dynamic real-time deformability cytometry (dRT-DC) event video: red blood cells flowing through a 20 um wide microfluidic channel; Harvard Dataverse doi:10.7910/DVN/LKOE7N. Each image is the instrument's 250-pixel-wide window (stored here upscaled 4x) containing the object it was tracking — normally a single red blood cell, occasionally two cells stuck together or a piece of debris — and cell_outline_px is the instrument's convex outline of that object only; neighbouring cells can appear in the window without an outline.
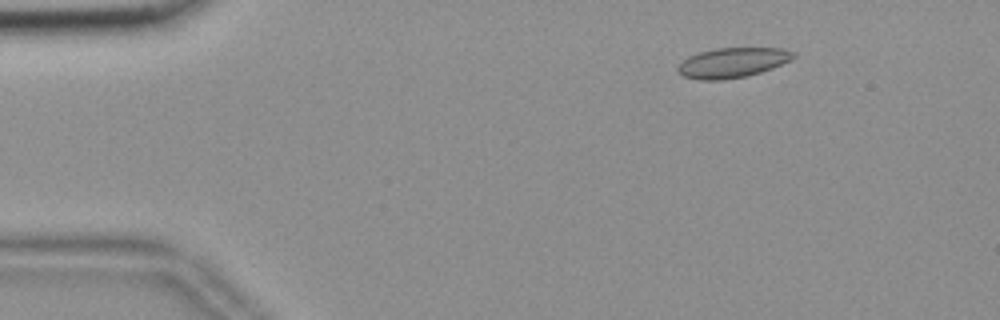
{"species": "common noctule bat (a hibernating species)", "species_latin": "Nyctalus noctula", "temperature_condition": "room temperature", "stored_images_in_passage": 56, "camera_frame_rate_fps": 3000, "um_per_image_px": 0.085, "animal": {"sex": "female", "body_mass_g": 18.4}, "frame": {"image": 1, "passage_image": 8, "time_ms": 2.333, "image_size_px": [1000, 320], "cell_outline_px": [[796, 56], [792, 60], [772, 68], [748, 76], [724, 80], [700, 80], [684, 76], [676, 72], [676, 68], [688, 56], [700, 52], [716, 48], [784, 48], [796, 52]], "centroid_in_image_um": [62.28, 5.33], "position_along_channel_um": 22.7, "area_um2": 20.35}}
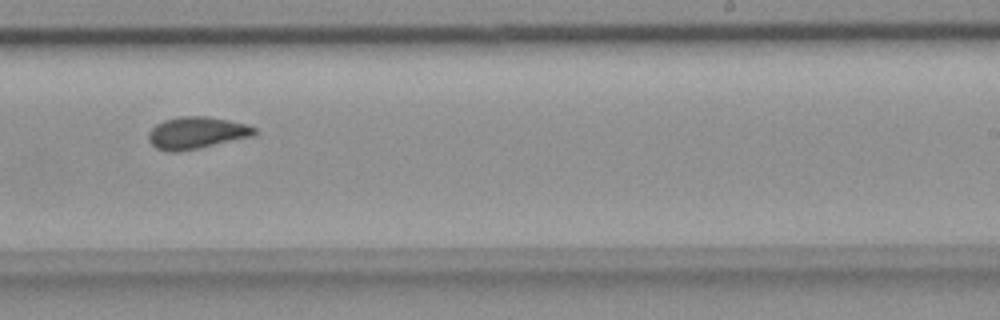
{"frame": {"image": 2, "passage_image": 35, "time_ms": 11.333, "image_size_px": [1000, 320], "cell_outline_px": [[256, 136], [200, 148], [176, 152], [168, 152], [156, 148], [148, 140], [148, 132], [156, 124], [164, 120], [180, 116], [208, 116], [248, 124], [256, 128]], "centroid_in_image_um": [16.73, 11.29], "position_along_channel_um": 272.3, "area_um2": 20.06}}
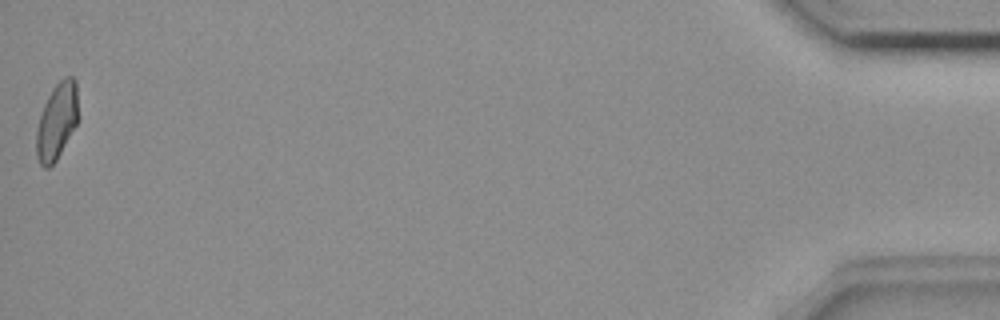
{"frame": {"image": 3, "passage_image": 56, "time_ms": 18.333, "image_size_px": [1000, 320], "cell_outline_px": [[80, 116], [76, 124], [56, 160], [48, 168], [44, 168], [40, 164], [36, 156], [36, 128], [44, 104], [52, 88], [64, 76], [72, 76], [76, 80]], "centroid_in_image_um": [4.85, 10.26], "position_along_channel_um": 430.4, "area_um2": 18.9}, "authors_computed_cell_mechanics": {"area_um2": 19.4497, "velocity_mm_per_s": 3.6457, "shape_relaxation_time_tau1_ms": null, "shape_relaxation_time_tau2_ms": 1.887, "deformation_change_tau1": null, "deformation_change_tau2": 0.0641}}